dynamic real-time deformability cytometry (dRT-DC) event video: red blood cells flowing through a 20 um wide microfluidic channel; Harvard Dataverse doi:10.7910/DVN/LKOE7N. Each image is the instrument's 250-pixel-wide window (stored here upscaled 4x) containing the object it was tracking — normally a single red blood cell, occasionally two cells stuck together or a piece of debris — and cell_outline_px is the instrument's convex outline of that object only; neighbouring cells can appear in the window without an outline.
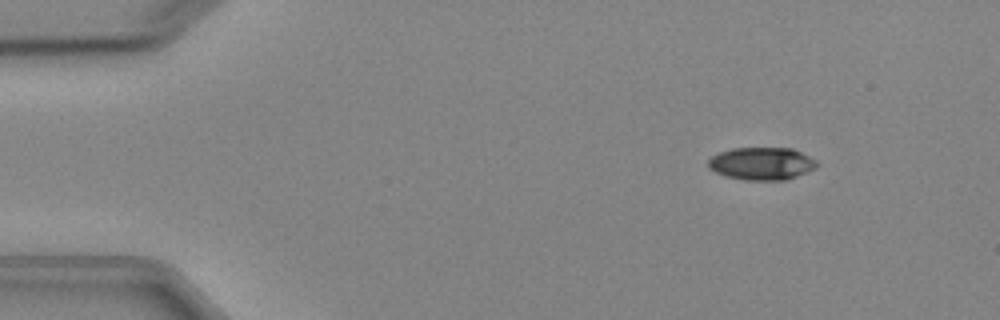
{"species": "Egyptian fruit bat (a non-hibernating species)", "species_latin": "Rousettus aegyptiacus", "temperature_condition": "cold", "stored_images_in_passage": 6, "camera_frame_rate_fps": 3000, "um_per_image_px": 0.085, "animal": {"sex": "female"}, "frame": {"image": 1, "passage_image": 2, "time_ms": 1.333, "image_size_px": [1000, 320], "cell_outline_px": [[820, 164], [816, 168], [796, 176], [784, 180], [744, 180], [728, 176], [716, 172], [708, 168], [708, 160], [712, 156], [720, 152], [732, 148], [792, 148], [816, 160]], "centroid_in_image_um": [64.75, 13.9], "position_along_channel_um": 20.3, "area_um2": 20.58}}
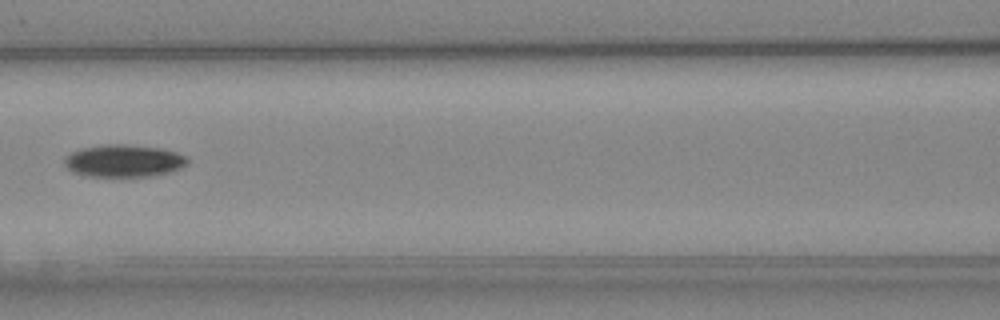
{"frame": {"image": 2, "passage_image": 6, "time_ms": 7.0, "image_size_px": [1000, 320], "cell_outline_px": [[188, 164], [180, 168], [168, 172], [152, 176], [84, 176], [72, 172], [64, 164], [64, 160], [72, 152], [80, 148], [104, 144], [128, 144], [160, 148], [176, 152], [188, 156]], "centroid_in_image_um": [10.53, 13.66], "position_along_channel_um": 156.1, "area_um2": 23.29}}